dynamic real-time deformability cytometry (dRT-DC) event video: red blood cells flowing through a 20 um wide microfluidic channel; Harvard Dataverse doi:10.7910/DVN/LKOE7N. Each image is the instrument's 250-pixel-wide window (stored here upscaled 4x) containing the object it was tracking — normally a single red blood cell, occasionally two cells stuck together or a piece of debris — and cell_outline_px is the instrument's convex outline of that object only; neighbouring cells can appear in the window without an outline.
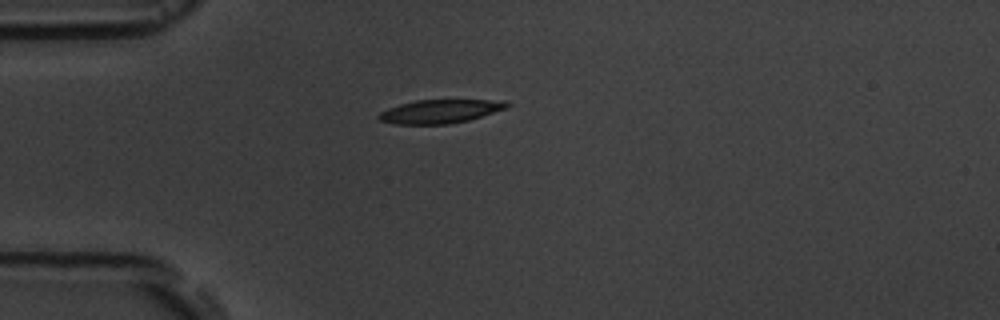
{"species": "common noctule bat (a hibernating species)", "species_latin": "Nyctalus noctula", "temperature_condition": "room temperature", "stored_images_in_passage": 1, "camera_frame_rate_fps": 3000, "um_per_image_px": 0.085, "animal": {"sex": "male", "body_mass_g": 19.5, "forearm_length_mm": 54.6}, "frame": {"image": 1, "passage_image": 1, "time_ms": 0.0, "image_size_px": [1000, 320], "cell_outline_px": [[512, 104], [508, 108], [468, 120], [448, 124], [396, 124], [380, 120], [376, 116], [380, 112], [388, 108], [400, 104], [416, 100], [504, 100]], "centroid_in_image_um": [37.43, 9.46], "position_along_channel_um": 47.6, "area_um2": 17.63}}